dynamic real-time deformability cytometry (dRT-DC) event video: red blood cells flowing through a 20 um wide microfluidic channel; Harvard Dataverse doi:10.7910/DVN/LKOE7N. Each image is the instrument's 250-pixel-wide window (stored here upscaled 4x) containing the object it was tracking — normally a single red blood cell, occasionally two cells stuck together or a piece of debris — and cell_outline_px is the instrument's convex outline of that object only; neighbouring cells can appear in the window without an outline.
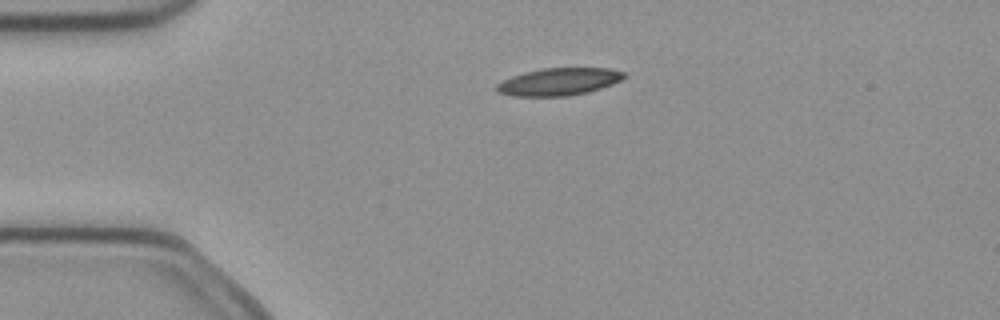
{"species": "common noctule bat (a hibernating species)", "species_latin": "Nyctalus noctula", "temperature_condition": "cold", "stored_images_in_passage": 4, "camera_frame_rate_fps": 3000, "um_per_image_px": 0.085, "animal": {"sex": "female", "body_mass_g": 21.9}, "frame": {"image": 1, "passage_image": 3, "time_ms": 0.667, "image_size_px": [1000, 320], "cell_outline_px": [[628, 76], [612, 84], [588, 92], [568, 96], [512, 96], [496, 92], [496, 84], [512, 76], [524, 72], [544, 68], [608, 68], [624, 72]], "centroid_in_image_um": [47.5, 6.95], "position_along_channel_um": 37.5, "area_um2": 20.35}}